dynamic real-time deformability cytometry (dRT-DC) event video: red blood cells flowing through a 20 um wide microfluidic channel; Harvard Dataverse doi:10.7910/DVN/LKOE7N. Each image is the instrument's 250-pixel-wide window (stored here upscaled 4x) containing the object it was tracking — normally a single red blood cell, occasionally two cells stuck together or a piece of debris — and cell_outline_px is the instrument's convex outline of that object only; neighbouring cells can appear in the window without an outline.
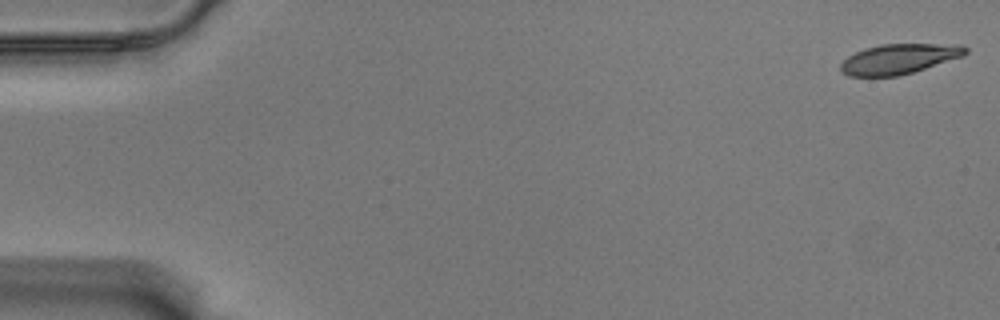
{"species": "Egyptian fruit bat (a non-hibernating species)", "species_latin": "Rousettus aegyptiacus", "temperature_condition": "warm", "stored_images_in_passage": 57, "camera_frame_rate_fps": 3000, "um_per_image_px": 0.085, "animal": {"sex": "male"}, "frame": {"image": 1, "passage_image": 1, "time_ms": 0.0, "image_size_px": [1000, 320], "cell_outline_px": [[968, 52], [964, 56], [912, 72], [896, 76], [848, 76], [840, 68], [840, 64], [848, 56], [864, 48], [880, 44], [964, 44], [968, 48]], "centroid_in_image_um": [76.45, 4.99], "position_along_channel_um": 8.5, "area_um2": 21.85}}
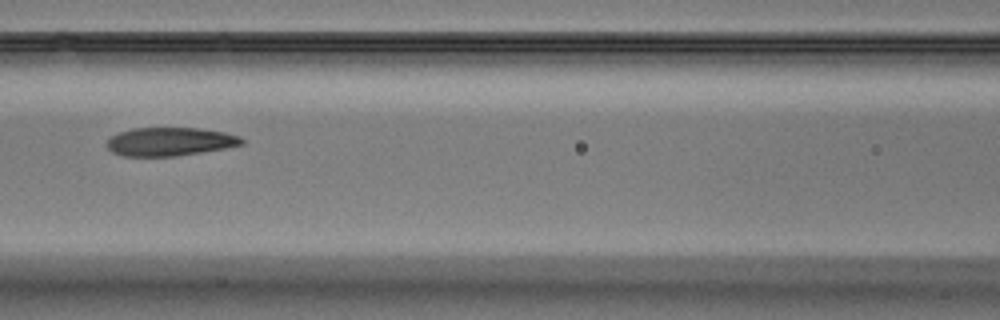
{"frame": {"image": 2, "passage_image": 26, "time_ms": 8.333, "image_size_px": [1000, 320], "cell_outline_px": [[244, 144], [224, 148], [176, 156], [124, 156], [112, 152], [104, 144], [112, 136], [120, 132], [132, 128], [196, 128], [224, 132], [240, 136], [244, 140]], "centroid_in_image_um": [14.42, 12.04], "position_along_channel_um": 152.2, "area_um2": 22.25}}
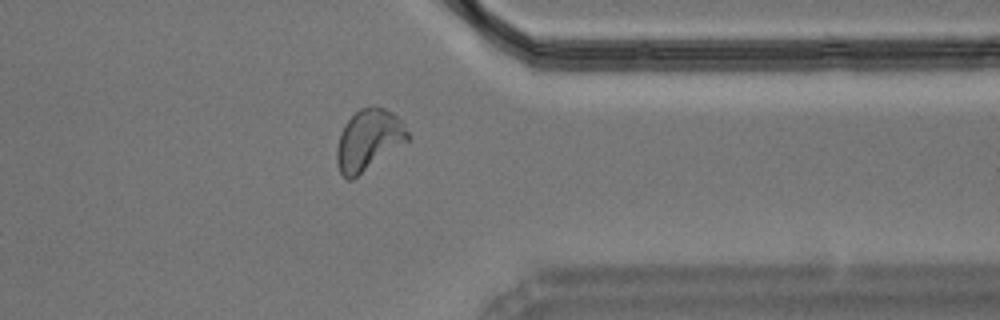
{"frame": {"image": 3, "passage_image": 46, "time_ms": 15.0, "image_size_px": [1000, 320], "cell_outline_px": [[412, 136], [408, 140], [352, 180], [348, 180], [340, 172], [336, 160], [336, 148], [340, 132], [344, 124], [360, 108], [372, 104], [384, 108], [392, 112], [400, 120]], "centroid_in_image_um": [31.31, 11.87], "position_along_channel_um": 380.1, "area_um2": 25.2}, "authors_computed_cell_mechanics": {"area_um2": 23.12, "velocity_mm_per_s": 3.5136, "shape_relaxation_time_tau1_ms": 7.777, "shape_relaxation_time_tau2_ms": 2.1543, "deformation_change_tau1": 0.2133, "deformation_change_tau2": 0.0895}}